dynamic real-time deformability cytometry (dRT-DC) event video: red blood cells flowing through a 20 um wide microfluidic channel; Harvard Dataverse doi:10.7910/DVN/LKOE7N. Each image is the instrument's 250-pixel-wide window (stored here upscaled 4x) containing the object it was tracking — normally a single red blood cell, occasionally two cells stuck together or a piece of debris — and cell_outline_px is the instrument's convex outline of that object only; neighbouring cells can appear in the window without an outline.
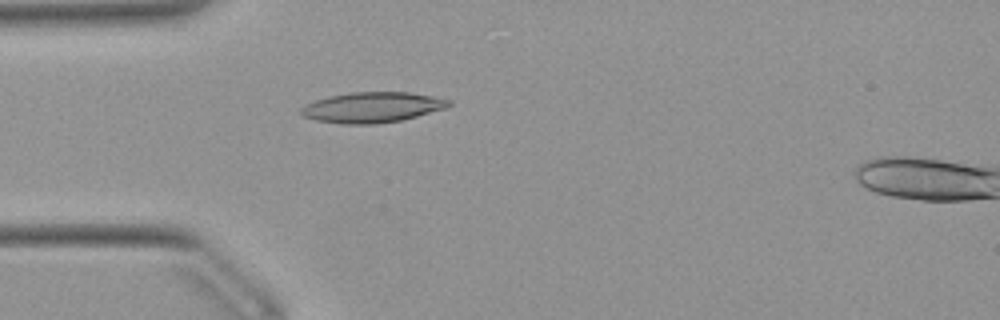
{"species": "Egyptian fruit bat (a non-hibernating species)", "species_latin": "Rousettus aegyptiacus", "temperature_condition": "warm", "stored_images_in_passage": 50, "segment_of_instrument_passage": [1, 2], "camera_frame_rate_fps": 3000, "um_per_image_px": 0.085, "animal": {"sex": "female"}, "frame": {"image": 1, "passage_image": 12, "time_ms": 3.667, "image_size_px": [1000, 320], "cell_outline_px": [[452, 104], [448, 108], [400, 120], [376, 124], [344, 124], [316, 120], [300, 116], [300, 108], [304, 104], [328, 96], [352, 92], [408, 92], [432, 96], [452, 100]], "centroid_in_image_um": [31.62, 9.12], "position_along_channel_um": 53.4, "area_um2": 26.36}}
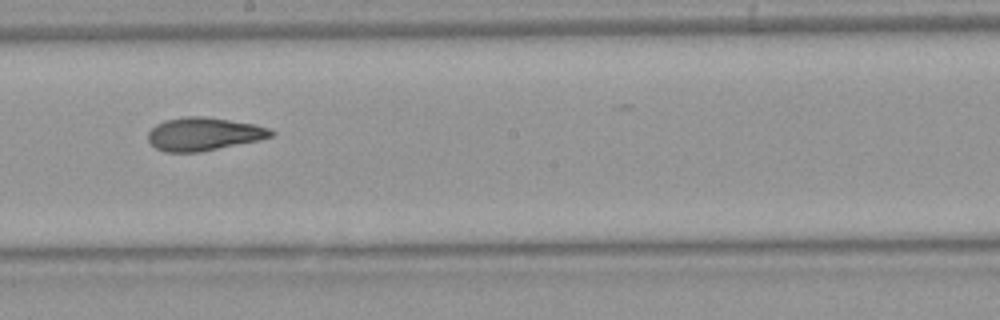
{"frame": {"image": 2, "passage_image": 26, "time_ms": 8.333, "image_size_px": [1000, 320], "cell_outline_px": [[276, 132], [272, 136], [260, 140], [200, 152], [164, 152], [156, 148], [148, 140], [148, 132], [156, 124], [164, 120], [184, 116], [204, 116], [256, 124], [268, 128]], "centroid_in_image_um": [17.32, 11.39], "position_along_channel_um": 230.9, "area_um2": 23.87}}
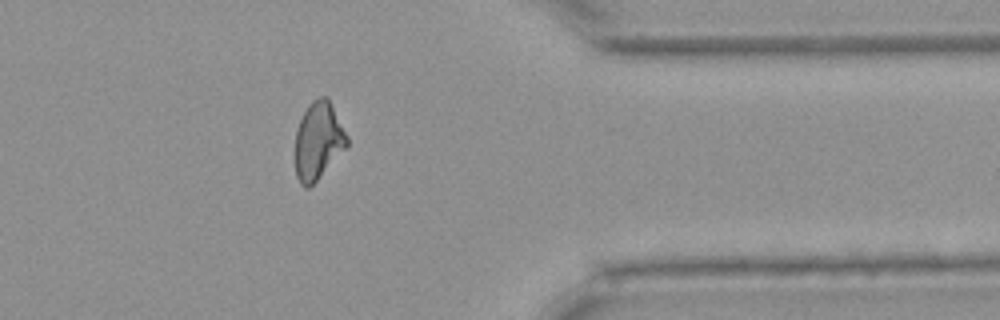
{"frame": {"image": 3, "passage_image": 39, "time_ms": 12.667, "image_size_px": [1000, 320], "cell_outline_px": [[348, 144], [316, 180], [308, 188], [304, 188], [300, 184], [296, 176], [296, 132], [300, 120], [308, 104], [312, 100], [320, 96], [328, 96], [348, 136]], "centroid_in_image_um": [27.04, 11.92], "position_along_channel_um": 384.4, "area_um2": 23.06}}